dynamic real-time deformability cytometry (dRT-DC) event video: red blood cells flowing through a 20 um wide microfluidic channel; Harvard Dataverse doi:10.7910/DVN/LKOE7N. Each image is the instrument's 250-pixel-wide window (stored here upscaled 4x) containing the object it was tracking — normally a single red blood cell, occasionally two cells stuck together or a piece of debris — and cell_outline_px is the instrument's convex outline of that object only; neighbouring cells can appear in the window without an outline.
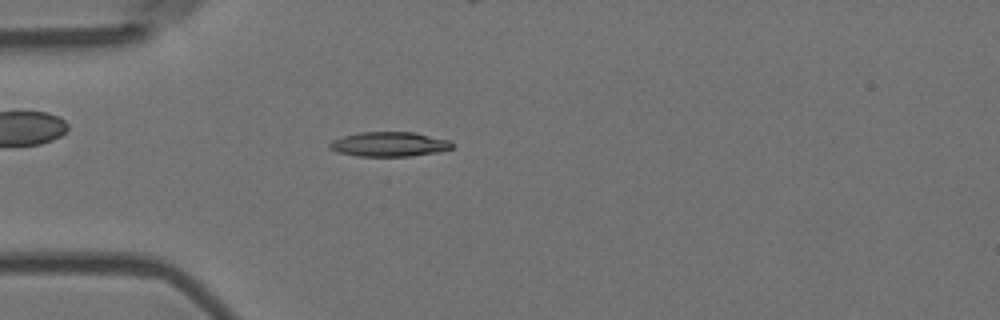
{"species": "Egyptian fruit bat (a non-hibernating species)", "species_latin": "Rousettus aegyptiacus", "temperature_condition": "room temperature", "stored_images_in_passage": 7, "camera_frame_rate_fps": 3000, "um_per_image_px": 0.085, "animal": {"sex": "female"}, "frame": {"image": 1, "passage_image": 5, "time_ms": 1.333, "image_size_px": [1000, 320], "cell_outline_px": [[456, 144], [452, 148], [436, 152], [408, 156], [356, 156], [336, 152], [328, 148], [328, 144], [332, 140], [344, 136], [360, 132], [412, 132], [452, 140]], "centroid_in_image_um": [33.08, 12.26], "position_along_channel_um": 51.9, "area_um2": 17.69}}